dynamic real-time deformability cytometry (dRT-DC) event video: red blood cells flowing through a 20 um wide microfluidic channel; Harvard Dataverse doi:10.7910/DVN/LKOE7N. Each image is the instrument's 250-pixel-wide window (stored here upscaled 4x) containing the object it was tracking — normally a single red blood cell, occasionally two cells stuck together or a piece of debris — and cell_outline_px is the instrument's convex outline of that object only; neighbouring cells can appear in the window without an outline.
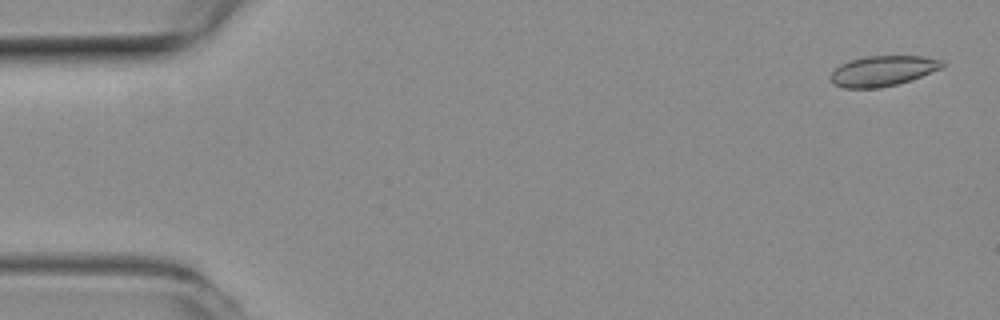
{"species": "common noctule bat (a hibernating species)", "species_latin": "Nyctalus noctula", "temperature_condition": "room temperature", "stored_images_in_passage": 53, "camera_frame_rate_fps": 3000, "um_per_image_px": 0.085, "animal": {"sex": "female", "body_mass_g": 19.3, "forearm_length_mm": 54.1}, "frame": {"image": 1, "passage_image": 2, "time_ms": 0.333, "image_size_px": [1000, 320], "cell_outline_px": [[944, 64], [940, 68], [920, 76], [896, 84], [880, 88], [844, 88], [832, 84], [828, 80], [828, 76], [840, 64], [848, 60], [864, 56], [924, 56], [944, 60]], "centroid_in_image_um": [74.95, 6.02], "position_along_channel_um": 10.0, "area_um2": 19.83}}
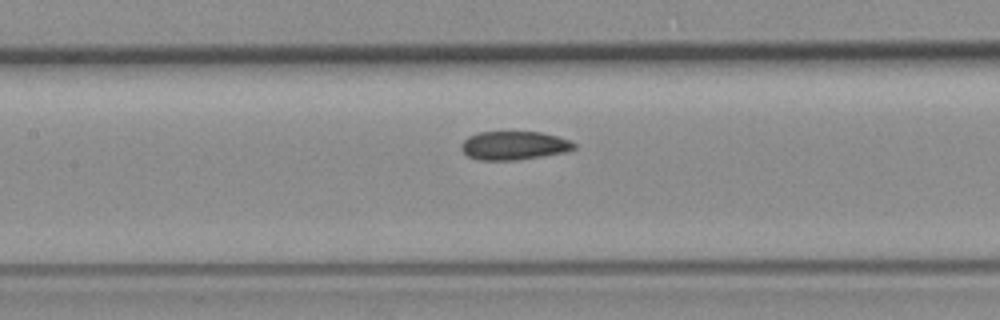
{"frame": {"image": 2, "passage_image": 24, "time_ms": 7.667, "image_size_px": [1000, 320], "cell_outline_px": [[576, 148], [564, 152], [540, 156], [512, 160], [480, 160], [468, 156], [460, 148], [460, 144], [468, 136], [480, 132], [540, 132], [556, 136], [568, 140], [576, 144]], "centroid_in_image_um": [43.65, 12.36], "position_along_channel_um": 163.8, "area_um2": 18.55}}
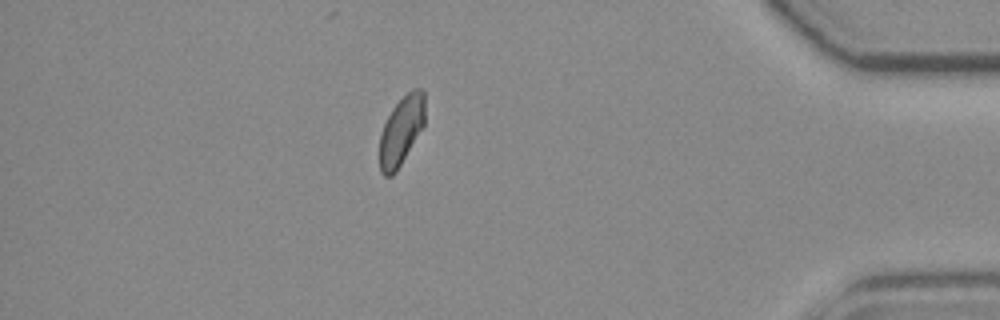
{"frame": {"image": 3, "passage_image": 46, "time_ms": 15.0, "image_size_px": [1000, 320], "cell_outline_px": [[424, 128], [396, 172], [392, 176], [384, 176], [380, 172], [380, 132], [392, 108], [412, 88], [420, 88], [424, 92]], "centroid_in_image_um": [34.12, 11.13], "position_along_channel_um": 401.1, "area_um2": 18.32}, "authors_computed_cell_mechanics": {"area_um2": 19.363, "velocity_mm_per_s": 3.8578, "shape_relaxation_time_tau1_ms": null, "shape_relaxation_time_tau2_ms": 3.9025, "deformation_change_tau1": null, "deformation_change_tau2": 0.0603}}